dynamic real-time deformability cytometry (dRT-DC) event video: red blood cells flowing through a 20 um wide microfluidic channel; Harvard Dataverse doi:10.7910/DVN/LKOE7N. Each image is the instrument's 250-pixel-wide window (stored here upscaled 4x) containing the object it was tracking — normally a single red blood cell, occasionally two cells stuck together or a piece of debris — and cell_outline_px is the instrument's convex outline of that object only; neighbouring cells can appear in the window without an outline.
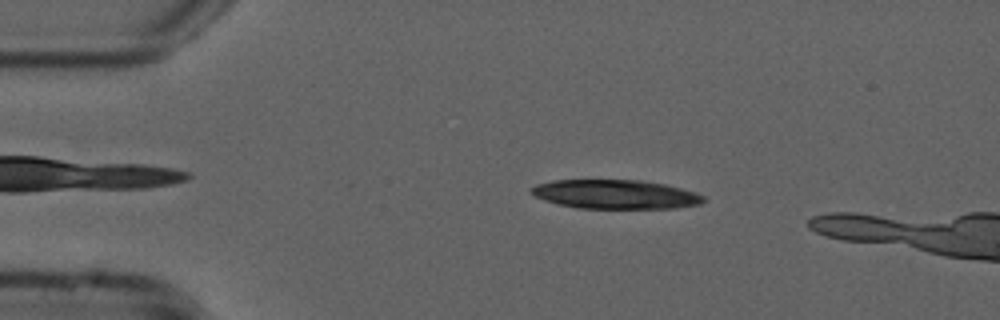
{"species": "common noctule bat (a hibernating species)", "species_latin": "Nyctalus noctula", "temperature_condition": "cold", "stored_images_in_passage": 15, "camera_frame_rate_fps": 3000, "um_per_image_px": 0.085, "animal": {"sex": "male", "forearm_length_mm": 52.5}, "frame": {"image": 1, "passage_image": 9, "time_ms": 2.667, "image_size_px": [1000, 320], "cell_outline_px": [[704, 200], [700, 204], [676, 208], [576, 208], [544, 200], [536, 196], [532, 192], [532, 188], [536, 184], [552, 180], [640, 180], [664, 184], [696, 192], [704, 196]], "centroid_in_image_um": [52.33, 16.51], "position_along_channel_um": 32.7, "area_um2": 28.96}}